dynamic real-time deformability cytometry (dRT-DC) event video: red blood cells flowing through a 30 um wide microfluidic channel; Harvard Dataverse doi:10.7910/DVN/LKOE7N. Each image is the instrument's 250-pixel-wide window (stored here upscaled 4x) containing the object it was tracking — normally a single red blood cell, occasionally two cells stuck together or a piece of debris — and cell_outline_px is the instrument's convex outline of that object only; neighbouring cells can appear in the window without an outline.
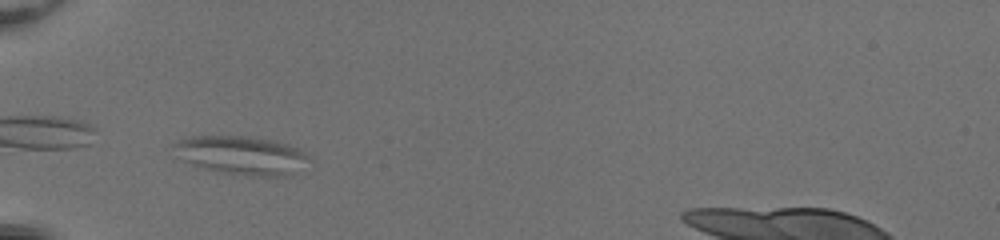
{"species": "common noctule bat (a hibernating species)", "species_latin": "Nyctalus noctula", "temperature_condition": "room temperature", "stored_images_in_passage": 35, "camera_frame_rate_fps": 3000, "um_per_image_px": 0.085, "animal": {"sex": "female", "body_mass_g": 20.0, "forearm_length_mm": 54.0}, "frame": {"image": 1, "passage_image": 1, "time_ms": 0.0, "image_size_px": [1000, 240], "cell_outline_px": [[304, 156], [284, 176], [248, 176], [208, 168], [184, 160], [172, 144], [180, 140], [192, 136], [248, 136], [272, 140], [288, 144], [300, 148], [304, 152]], "centroid_in_image_um": [20.43, 13.15], "position_along_channel_um": 64.6, "area_um2": 28.55}}
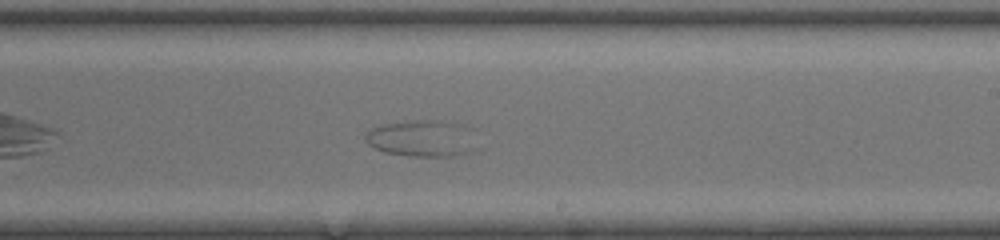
{"frame": {"image": 2, "passage_image": 16, "time_ms": 5.0, "image_size_px": [1000, 240], "cell_outline_px": [[476, 128], [472, 148], [468, 152], [448, 156], [408, 156], [384, 152], [368, 144], [364, 136], [372, 128], [380, 124], [412, 120], [452, 120]], "centroid_in_image_um": [35.91, 11.72], "position_along_channel_um": 253.1, "area_um2": 24.22}}
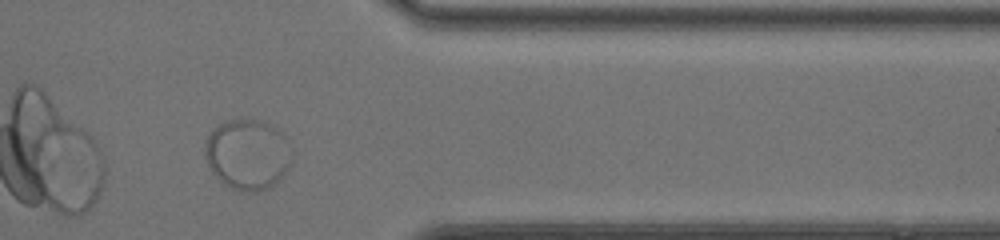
{"frame": {"image": 3, "passage_image": 27, "time_ms": 8.667, "image_size_px": [1000, 240], "cell_outline_px": [[292, 160], [288, 168], [280, 180], [276, 184], [268, 188], [256, 192], [244, 192], [232, 188], [224, 184], [216, 176], [208, 164], [204, 152], [204, 144], [208, 136], [220, 124], [228, 120], [260, 120], [272, 124], [280, 128], [288, 140], [292, 148]], "centroid_in_image_um": [21.1, 13.12], "position_along_channel_um": 390.3, "area_um2": 36.07}}